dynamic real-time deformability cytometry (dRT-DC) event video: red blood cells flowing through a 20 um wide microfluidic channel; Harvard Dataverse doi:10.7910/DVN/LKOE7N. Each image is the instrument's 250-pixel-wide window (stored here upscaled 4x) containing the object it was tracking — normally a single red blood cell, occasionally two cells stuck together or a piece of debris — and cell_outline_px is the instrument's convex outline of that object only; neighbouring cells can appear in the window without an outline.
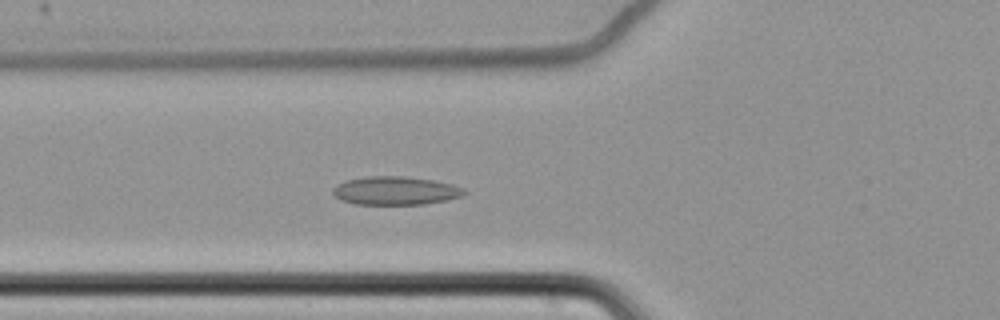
{"species": "common noctule bat (a hibernating species)", "species_latin": "Nyctalus noctula", "temperature_condition": "cold", "stored_images_in_passage": 57, "camera_frame_rate_fps": 3000, "um_per_image_px": 0.085, "animal": {"sex": "female", "body_mass_g": 22.7, "forearm_length_mm": 54.2}, "frame": {"image": 1, "passage_image": 19, "time_ms": 6.0, "image_size_px": [1000, 320], "cell_outline_px": [[468, 192], [464, 196], [448, 200], [424, 204], [356, 204], [340, 200], [332, 192], [332, 188], [336, 184], [348, 180], [368, 176], [404, 176], [432, 180], [452, 184], [464, 188]], "centroid_in_image_um": [33.65, 16.21], "position_along_channel_um": 92.2, "area_um2": 21.85}}
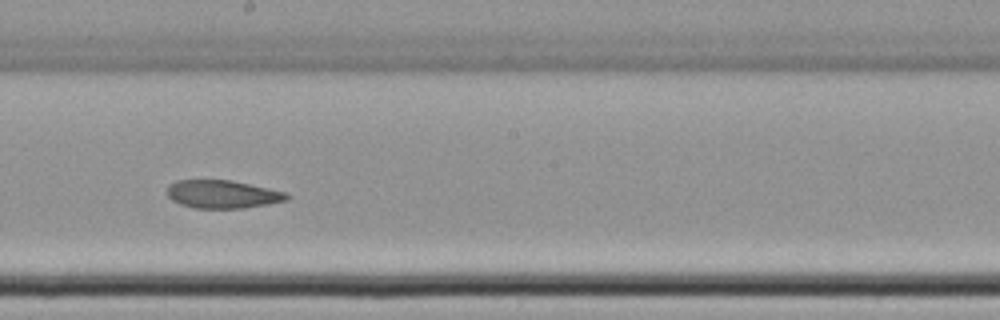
{"frame": {"image": 2, "passage_image": 31, "time_ms": 10.0, "image_size_px": [1000, 320], "cell_outline_px": [[292, 196], [288, 200], [268, 204], [244, 208], [196, 208], [180, 204], [172, 200], [168, 196], [168, 184], [176, 180], [232, 180], [288, 192]], "centroid_in_image_um": [18.96, 16.5], "position_along_channel_um": 229.2, "area_um2": 19.77}}
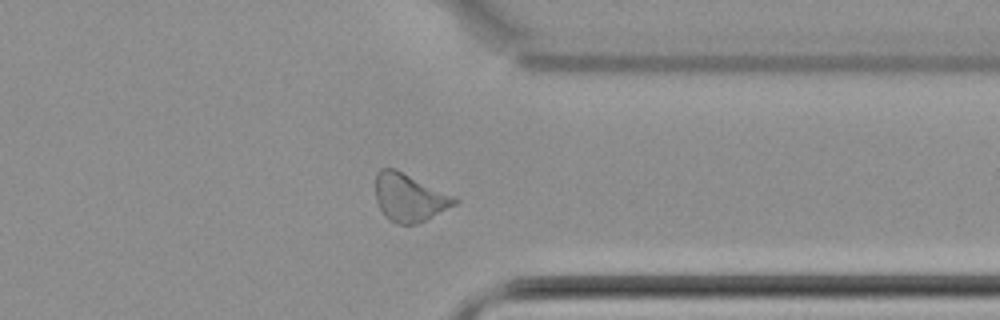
{"frame": {"image": 3, "passage_image": 44, "time_ms": 14.333, "image_size_px": [1000, 320], "cell_outline_px": [[460, 200], [456, 204], [416, 224], [396, 224], [388, 220], [384, 216], [376, 200], [376, 172], [380, 168], [396, 168], [456, 196]], "centroid_in_image_um": [34.79, 16.77], "position_along_channel_um": 376.6, "area_um2": 22.25}}